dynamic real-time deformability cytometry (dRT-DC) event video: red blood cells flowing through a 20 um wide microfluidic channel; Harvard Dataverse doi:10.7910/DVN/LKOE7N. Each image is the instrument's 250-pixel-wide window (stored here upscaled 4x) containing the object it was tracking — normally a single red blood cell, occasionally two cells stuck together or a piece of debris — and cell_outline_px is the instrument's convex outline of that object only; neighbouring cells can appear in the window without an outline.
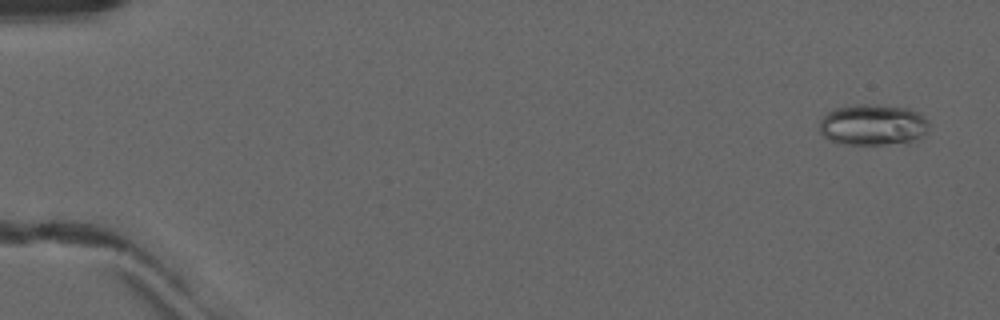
{"species": "common noctule bat (a hibernating species)", "species_latin": "Nyctalus noctula", "temperature_condition": "warm", "stored_images_in_passage": 4, "camera_frame_rate_fps": 3000, "um_per_image_px": 0.085, "animal": {"sex": "male", "forearm_length_mm": 52.5}, "frame": {"image": 1, "passage_image": 2, "time_ms": 0.333, "image_size_px": [1000, 320], "cell_outline_px": [[928, 132], [924, 136], [908, 144], [840, 144], [828, 140], [820, 132], [820, 120], [824, 112], [836, 108], [856, 104], [868, 104], [908, 108], [924, 116], [928, 120]], "centroid_in_image_um": [74.2, 10.62], "position_along_channel_um": 10.8, "area_um2": 26.76}}